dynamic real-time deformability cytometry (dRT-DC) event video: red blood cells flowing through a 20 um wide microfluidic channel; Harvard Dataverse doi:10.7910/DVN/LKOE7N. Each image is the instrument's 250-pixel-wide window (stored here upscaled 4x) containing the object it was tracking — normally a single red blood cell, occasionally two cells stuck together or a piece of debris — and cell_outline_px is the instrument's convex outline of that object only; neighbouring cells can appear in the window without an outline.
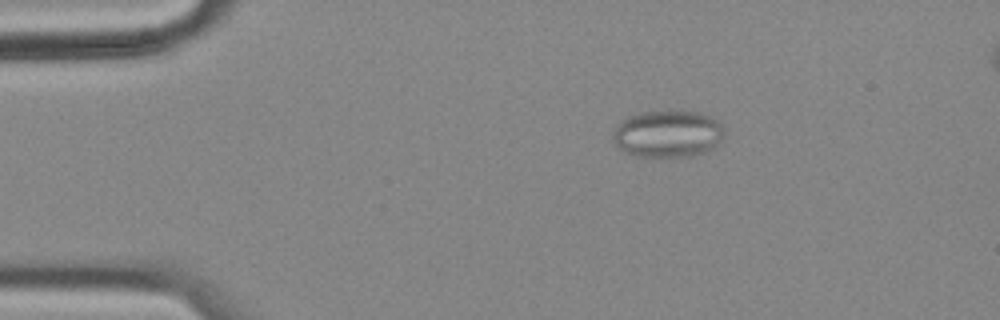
{"species": "common noctule bat (a hibernating species)", "species_latin": "Nyctalus noctula", "temperature_condition": "cold", "stored_images_in_passage": 56, "camera_frame_rate_fps": 3000, "um_per_image_px": 0.085, "animal": {"sex": "female", "body_mass_g": 18.4}, "frame": {"image": 1, "passage_image": 10, "time_ms": 3.0, "image_size_px": [1000, 320], "cell_outline_px": [[724, 140], [712, 148], [704, 152], [692, 156], [636, 156], [624, 152], [612, 140], [612, 132], [616, 124], [620, 120], [628, 116], [644, 112], [696, 112], [712, 116], [724, 128]], "centroid_in_image_um": [56.75, 11.38], "position_along_channel_um": 28.3, "area_um2": 30.58}}
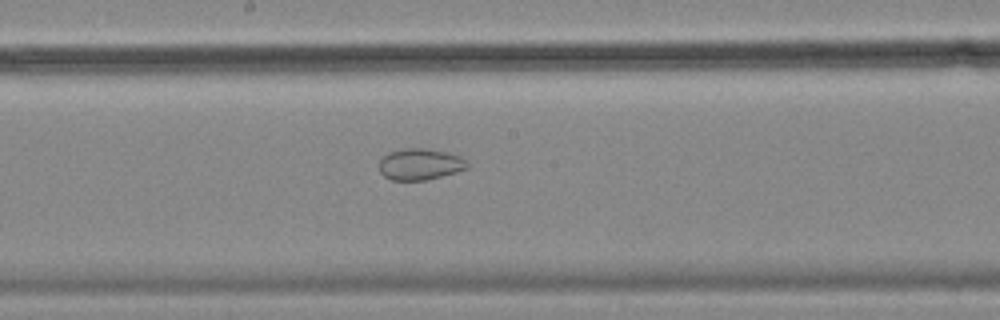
{"frame": {"image": 2, "passage_image": 30, "time_ms": 9.667, "image_size_px": [1000, 320], "cell_outline_px": [[468, 168], [456, 172], [424, 180], [392, 180], [384, 176], [380, 172], [380, 160], [388, 152], [404, 148], [424, 148], [444, 152], [460, 156], [468, 164]], "centroid_in_image_um": [35.68, 13.96], "position_along_channel_um": 212.5, "area_um2": 15.9}}
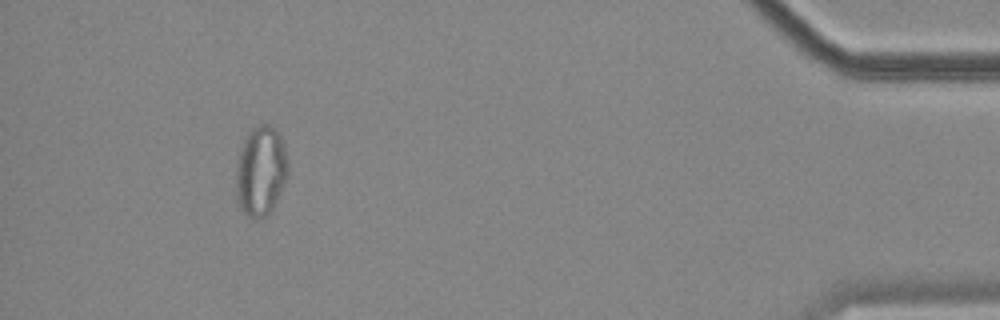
{"frame": {"image": 3, "passage_image": 52, "time_ms": 17.0, "image_size_px": [1000, 320], "cell_outline_px": [[288, 172], [284, 184], [272, 208], [264, 216], [248, 216], [240, 208], [236, 192], [236, 160], [240, 148], [244, 140], [252, 128], [260, 124], [268, 124], [276, 128], [284, 144], [288, 160]], "centroid_in_image_um": [22.16, 14.47], "position_along_channel_um": 413.0, "area_um2": 27.05}, "authors_computed_cell_mechanics": {"area_um2": 24.1893, "velocity_mm_per_s": 3.5808, "shape_relaxation_time_tau1_ms": null, "shape_relaxation_time_tau2_ms": 2.5871, "deformation_change_tau1": null, "deformation_change_tau2": 0.0566}}